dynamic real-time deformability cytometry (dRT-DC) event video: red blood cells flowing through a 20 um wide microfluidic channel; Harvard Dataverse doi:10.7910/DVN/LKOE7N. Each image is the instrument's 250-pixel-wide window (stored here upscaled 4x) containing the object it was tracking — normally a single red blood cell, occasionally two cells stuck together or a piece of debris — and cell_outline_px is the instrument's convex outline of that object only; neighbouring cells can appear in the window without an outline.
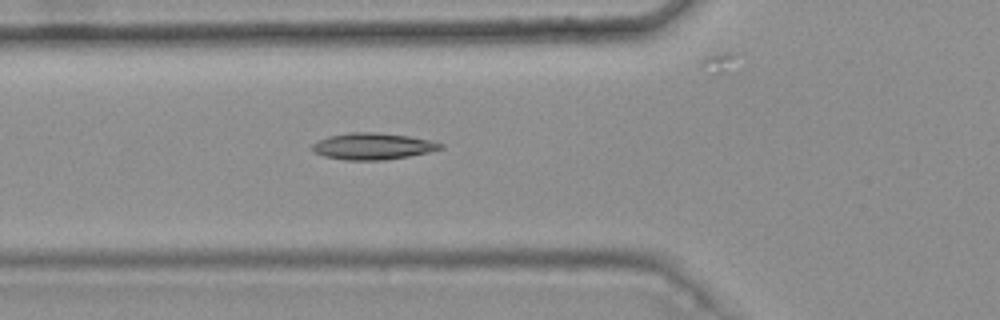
{"species": "common noctule bat (a hibernating species)", "species_latin": "Nyctalus noctula", "temperature_condition": "warm", "stored_images_in_passage": 6, "camera_frame_rate_fps": 3000, "um_per_image_px": 0.085, "animal": {"sex": "female", "body_mass_g": 25.1}, "frame": {"image": 1, "passage_image": 6, "time_ms": 1.667, "image_size_px": [1000, 320], "cell_outline_px": [[444, 148], [428, 152], [408, 156], [384, 160], [344, 160], [324, 156], [316, 152], [312, 148], [312, 144], [328, 136], [348, 132], [372, 132], [408, 136], [432, 140], [444, 144]], "centroid_in_image_um": [31.71, 12.43], "position_along_channel_um": 94.1, "area_um2": 19.77}}